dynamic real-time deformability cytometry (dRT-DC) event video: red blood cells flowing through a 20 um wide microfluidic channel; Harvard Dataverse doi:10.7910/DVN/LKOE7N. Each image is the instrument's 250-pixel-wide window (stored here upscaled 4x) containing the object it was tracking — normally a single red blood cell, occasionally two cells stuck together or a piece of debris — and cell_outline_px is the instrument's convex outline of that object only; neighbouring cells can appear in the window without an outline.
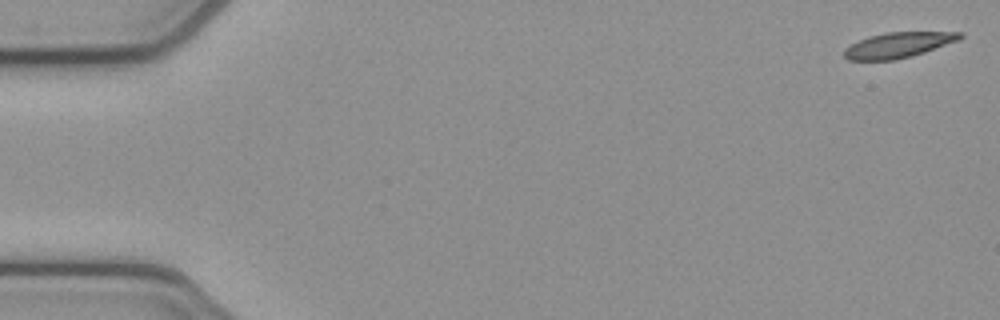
{"species": "common noctule bat (a hibernating species)", "species_latin": "Nyctalus noctula", "temperature_condition": "cold", "stored_images_in_passage": 54, "camera_frame_rate_fps": 3000, "um_per_image_px": 0.085, "animal": {"sex": "female", "body_mass_g": 21.9}, "frame": {"image": 1, "passage_image": 1, "time_ms": 0.0, "image_size_px": [1000, 320], "cell_outline_px": [[964, 36], [960, 40], [912, 56], [892, 60], [848, 60], [844, 56], [844, 48], [868, 36], [888, 32], [964, 32]], "centroid_in_image_um": [76.38, 3.82], "position_along_channel_um": 8.6, "area_um2": 17.11}}
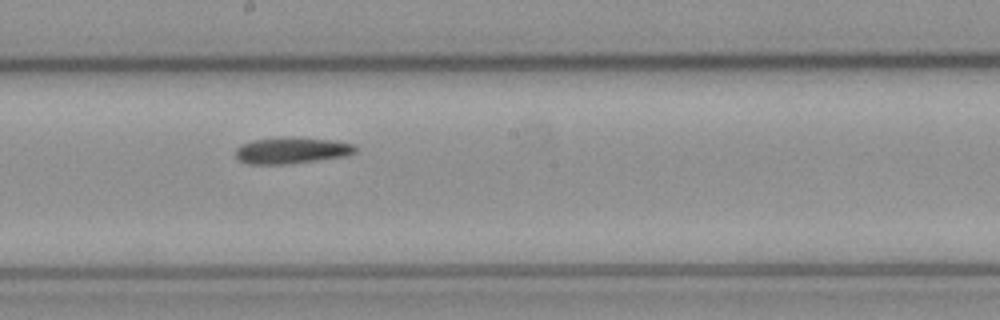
{"frame": {"image": 2, "passage_image": 29, "time_ms": 9.333, "image_size_px": [1000, 320], "cell_outline_px": [[356, 152], [348, 156], [288, 164], [248, 164], [240, 160], [236, 156], [236, 148], [240, 144], [252, 140], [276, 136], [336, 140], [352, 144], [356, 148]], "centroid_in_image_um": [24.78, 12.78], "position_along_channel_um": 223.4, "area_um2": 18.67}}
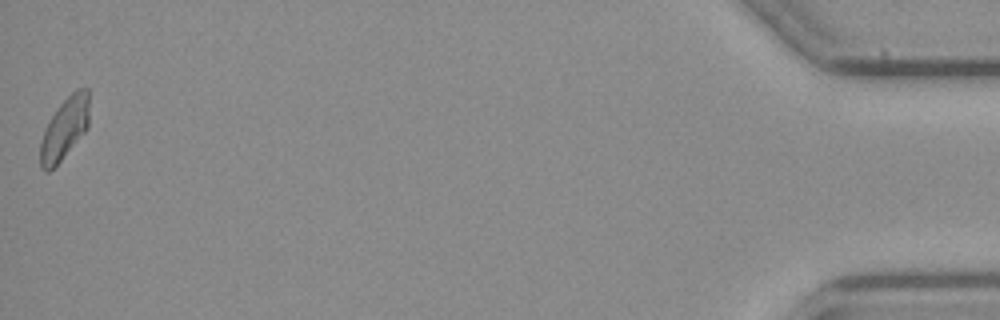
{"frame": {"image": 3, "passage_image": 53, "time_ms": 17.333, "image_size_px": [1000, 320], "cell_outline_px": [[88, 128], [60, 160], [48, 172], [44, 172], [40, 168], [40, 140], [44, 128], [60, 104], [76, 88], [88, 88]], "centroid_in_image_um": [5.46, 10.93], "position_along_channel_um": 429.7, "area_um2": 17.4}}